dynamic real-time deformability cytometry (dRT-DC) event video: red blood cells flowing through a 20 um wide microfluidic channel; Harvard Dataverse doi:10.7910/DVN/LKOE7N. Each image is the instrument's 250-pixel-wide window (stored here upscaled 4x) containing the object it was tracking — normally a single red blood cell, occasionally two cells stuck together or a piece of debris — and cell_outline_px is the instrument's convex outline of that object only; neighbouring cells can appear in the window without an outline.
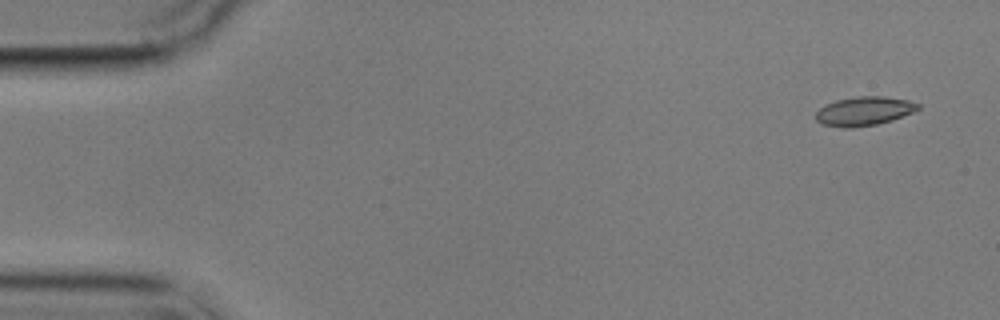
{"species": "common noctule bat (a hibernating species)", "species_latin": "Nyctalus noctula", "temperature_condition": "cold", "stored_images_in_passage": 4, "camera_frame_rate_fps": 3000, "um_per_image_px": 0.085, "animal": {"sex": "male", "body_mass_g": 17.9}, "frame": {"image": 1, "passage_image": 1, "time_ms": 0.0, "image_size_px": [1000, 320], "cell_outline_px": [[920, 108], [912, 112], [892, 120], [876, 124], [852, 128], [844, 128], [820, 124], [816, 120], [816, 112], [824, 104], [836, 100], [860, 96], [884, 96], [908, 100], [920, 104]], "centroid_in_image_um": [73.42, 9.45], "position_along_channel_um": 11.6, "area_um2": 17.28}}
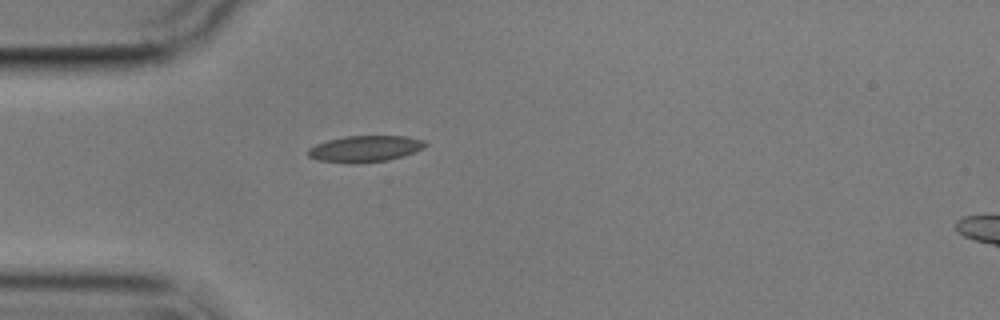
{"frame": {"image": 2, "passage_image": 4, "time_ms": 4.333, "image_size_px": [1000, 320], "cell_outline_px": [[428, 144], [424, 148], [404, 156], [388, 160], [356, 164], [352, 164], [316, 160], [308, 156], [308, 148], [316, 144], [328, 140], [344, 136], [404, 136], [424, 140]], "centroid_in_image_um": [31.02, 12.65], "position_along_channel_um": 54.0, "area_um2": 18.21}}